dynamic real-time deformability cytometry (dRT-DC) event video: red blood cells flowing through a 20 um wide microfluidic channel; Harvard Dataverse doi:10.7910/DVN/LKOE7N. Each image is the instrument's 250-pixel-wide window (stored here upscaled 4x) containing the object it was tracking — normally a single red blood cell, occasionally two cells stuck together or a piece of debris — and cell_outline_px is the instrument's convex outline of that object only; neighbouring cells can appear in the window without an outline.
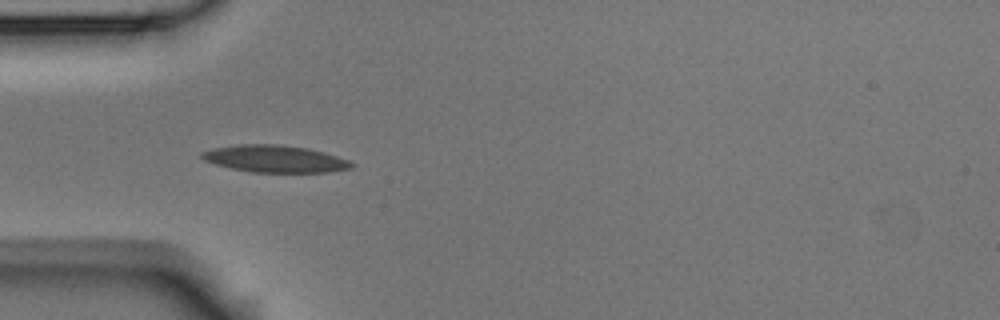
{"species": "Egyptian fruit bat (a non-hibernating species)", "species_latin": "Rousettus aegyptiacus", "temperature_condition": "room temperature", "stored_images_in_passage": 9, "camera_frame_rate_fps": 3000, "um_per_image_px": 0.085, "animal": {"sex": "male"}, "frame": {"image": 1, "passage_image": 3, "time_ms": 3.0, "image_size_px": [1000, 320], "cell_outline_px": [[356, 164], [352, 168], [328, 172], [252, 172], [232, 168], [216, 164], [204, 160], [200, 156], [200, 152], [212, 148], [236, 144], [276, 144], [308, 148], [324, 152], [348, 160]], "centroid_in_image_um": [23.36, 13.49], "position_along_channel_um": 61.6, "area_um2": 23.64}}
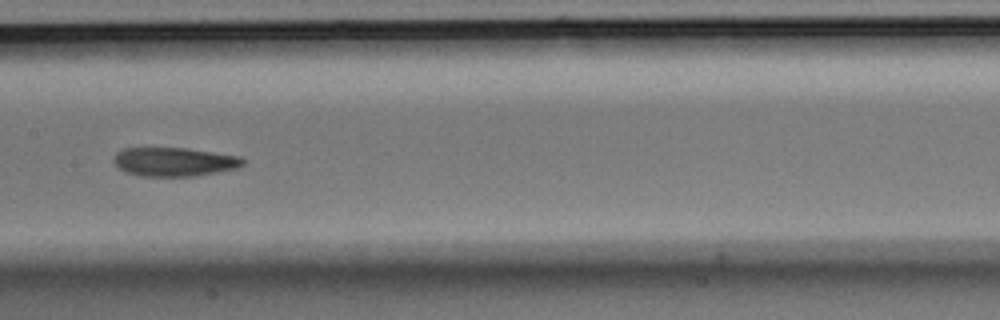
{"frame": {"image": 2, "passage_image": 6, "time_ms": 6.667, "image_size_px": [1000, 320], "cell_outline_px": [[244, 164], [236, 168], [196, 176], [144, 176], [124, 172], [112, 160], [116, 152], [124, 148], [188, 148], [240, 156], [244, 160]], "centroid_in_image_um": [14.8, 13.75], "position_along_channel_um": 192.6, "area_um2": 21.68}}
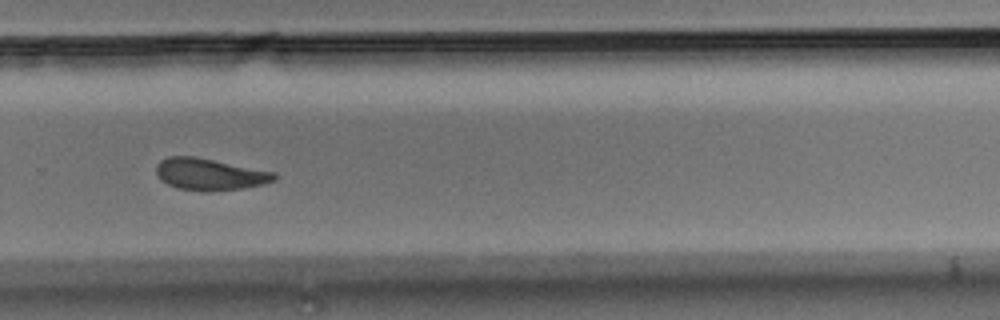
{"frame": {"image": 3, "passage_image": 9, "time_ms": 10.0, "image_size_px": [1000, 320], "cell_outline_px": [[276, 180], [264, 184], [244, 188], [208, 192], [200, 192], [176, 188], [160, 180], [156, 172], [156, 164], [160, 160], [168, 156], [196, 156], [276, 172]], "centroid_in_image_um": [17.81, 14.82], "position_along_channel_um": 312.0, "area_um2": 22.31}}